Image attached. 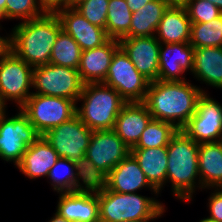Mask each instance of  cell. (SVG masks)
<instances>
[{
  "label": "cell",
  "instance_id": "1",
  "mask_svg": "<svg viewBox=\"0 0 222 222\" xmlns=\"http://www.w3.org/2000/svg\"><path fill=\"white\" fill-rule=\"evenodd\" d=\"M185 81L150 82L144 104L155 120L173 124L181 130L195 114L197 101L207 90Z\"/></svg>",
  "mask_w": 222,
  "mask_h": 222
},
{
  "label": "cell",
  "instance_id": "2",
  "mask_svg": "<svg viewBox=\"0 0 222 222\" xmlns=\"http://www.w3.org/2000/svg\"><path fill=\"white\" fill-rule=\"evenodd\" d=\"M62 30L56 14L20 23L11 29V51L33 68L50 63V56L59 32Z\"/></svg>",
  "mask_w": 222,
  "mask_h": 222
},
{
  "label": "cell",
  "instance_id": "3",
  "mask_svg": "<svg viewBox=\"0 0 222 222\" xmlns=\"http://www.w3.org/2000/svg\"><path fill=\"white\" fill-rule=\"evenodd\" d=\"M199 144L178 130L168 146L166 186L171 184V195L178 201L191 203L196 191L204 190L198 169Z\"/></svg>",
  "mask_w": 222,
  "mask_h": 222
},
{
  "label": "cell",
  "instance_id": "4",
  "mask_svg": "<svg viewBox=\"0 0 222 222\" xmlns=\"http://www.w3.org/2000/svg\"><path fill=\"white\" fill-rule=\"evenodd\" d=\"M100 222L160 219L166 212L159 195L146 197L139 193H119L109 190L102 182L96 183ZM159 200V201H158Z\"/></svg>",
  "mask_w": 222,
  "mask_h": 222
},
{
  "label": "cell",
  "instance_id": "5",
  "mask_svg": "<svg viewBox=\"0 0 222 222\" xmlns=\"http://www.w3.org/2000/svg\"><path fill=\"white\" fill-rule=\"evenodd\" d=\"M126 103L112 87L103 83H87L76 103V115L92 131L111 130Z\"/></svg>",
  "mask_w": 222,
  "mask_h": 222
},
{
  "label": "cell",
  "instance_id": "6",
  "mask_svg": "<svg viewBox=\"0 0 222 222\" xmlns=\"http://www.w3.org/2000/svg\"><path fill=\"white\" fill-rule=\"evenodd\" d=\"M130 154V148L111 130H95L85 153L82 170L89 184L101 182Z\"/></svg>",
  "mask_w": 222,
  "mask_h": 222
},
{
  "label": "cell",
  "instance_id": "7",
  "mask_svg": "<svg viewBox=\"0 0 222 222\" xmlns=\"http://www.w3.org/2000/svg\"><path fill=\"white\" fill-rule=\"evenodd\" d=\"M10 117L7 109L0 116V158L16 167L22 160L27 147L41 135L20 109Z\"/></svg>",
  "mask_w": 222,
  "mask_h": 222
},
{
  "label": "cell",
  "instance_id": "8",
  "mask_svg": "<svg viewBox=\"0 0 222 222\" xmlns=\"http://www.w3.org/2000/svg\"><path fill=\"white\" fill-rule=\"evenodd\" d=\"M83 86L77 69L51 63L33 68L32 94L67 98L77 103Z\"/></svg>",
  "mask_w": 222,
  "mask_h": 222
},
{
  "label": "cell",
  "instance_id": "9",
  "mask_svg": "<svg viewBox=\"0 0 222 222\" xmlns=\"http://www.w3.org/2000/svg\"><path fill=\"white\" fill-rule=\"evenodd\" d=\"M36 131L44 135L76 115V102L67 98L32 94L20 108Z\"/></svg>",
  "mask_w": 222,
  "mask_h": 222
},
{
  "label": "cell",
  "instance_id": "10",
  "mask_svg": "<svg viewBox=\"0 0 222 222\" xmlns=\"http://www.w3.org/2000/svg\"><path fill=\"white\" fill-rule=\"evenodd\" d=\"M33 67L11 50L0 59V99L7 107L8 101L21 108L32 95Z\"/></svg>",
  "mask_w": 222,
  "mask_h": 222
},
{
  "label": "cell",
  "instance_id": "11",
  "mask_svg": "<svg viewBox=\"0 0 222 222\" xmlns=\"http://www.w3.org/2000/svg\"><path fill=\"white\" fill-rule=\"evenodd\" d=\"M149 83L119 47L112 57L103 84L115 89L127 103H131L144 102Z\"/></svg>",
  "mask_w": 222,
  "mask_h": 222
},
{
  "label": "cell",
  "instance_id": "12",
  "mask_svg": "<svg viewBox=\"0 0 222 222\" xmlns=\"http://www.w3.org/2000/svg\"><path fill=\"white\" fill-rule=\"evenodd\" d=\"M92 134L93 131L75 115L51 128L43 136L59 157L75 161L82 166Z\"/></svg>",
  "mask_w": 222,
  "mask_h": 222
},
{
  "label": "cell",
  "instance_id": "13",
  "mask_svg": "<svg viewBox=\"0 0 222 222\" xmlns=\"http://www.w3.org/2000/svg\"><path fill=\"white\" fill-rule=\"evenodd\" d=\"M181 130L198 144L222 141V103L202 93L195 114Z\"/></svg>",
  "mask_w": 222,
  "mask_h": 222
},
{
  "label": "cell",
  "instance_id": "14",
  "mask_svg": "<svg viewBox=\"0 0 222 222\" xmlns=\"http://www.w3.org/2000/svg\"><path fill=\"white\" fill-rule=\"evenodd\" d=\"M56 212L71 222H100L96 183L84 189L58 192Z\"/></svg>",
  "mask_w": 222,
  "mask_h": 222
},
{
  "label": "cell",
  "instance_id": "15",
  "mask_svg": "<svg viewBox=\"0 0 222 222\" xmlns=\"http://www.w3.org/2000/svg\"><path fill=\"white\" fill-rule=\"evenodd\" d=\"M137 71L149 82L158 80L161 43L154 36L126 37L119 40Z\"/></svg>",
  "mask_w": 222,
  "mask_h": 222
},
{
  "label": "cell",
  "instance_id": "16",
  "mask_svg": "<svg viewBox=\"0 0 222 222\" xmlns=\"http://www.w3.org/2000/svg\"><path fill=\"white\" fill-rule=\"evenodd\" d=\"M194 47L190 43L161 44L158 80L185 81L193 72Z\"/></svg>",
  "mask_w": 222,
  "mask_h": 222
},
{
  "label": "cell",
  "instance_id": "17",
  "mask_svg": "<svg viewBox=\"0 0 222 222\" xmlns=\"http://www.w3.org/2000/svg\"><path fill=\"white\" fill-rule=\"evenodd\" d=\"M101 182L114 192L139 193L142 189H146V191L150 190L152 195H159L147 181L138 161L131 153L116 165Z\"/></svg>",
  "mask_w": 222,
  "mask_h": 222
},
{
  "label": "cell",
  "instance_id": "18",
  "mask_svg": "<svg viewBox=\"0 0 222 222\" xmlns=\"http://www.w3.org/2000/svg\"><path fill=\"white\" fill-rule=\"evenodd\" d=\"M56 15L62 30L77 42L82 51L99 47L110 39L105 29L91 24L74 7H66Z\"/></svg>",
  "mask_w": 222,
  "mask_h": 222
},
{
  "label": "cell",
  "instance_id": "19",
  "mask_svg": "<svg viewBox=\"0 0 222 222\" xmlns=\"http://www.w3.org/2000/svg\"><path fill=\"white\" fill-rule=\"evenodd\" d=\"M120 47L119 40L109 39L103 45L81 52L78 72L84 84L103 83L115 51Z\"/></svg>",
  "mask_w": 222,
  "mask_h": 222
},
{
  "label": "cell",
  "instance_id": "20",
  "mask_svg": "<svg viewBox=\"0 0 222 222\" xmlns=\"http://www.w3.org/2000/svg\"><path fill=\"white\" fill-rule=\"evenodd\" d=\"M152 119L143 102L126 103L116 118L113 130L131 149L137 144Z\"/></svg>",
  "mask_w": 222,
  "mask_h": 222
},
{
  "label": "cell",
  "instance_id": "21",
  "mask_svg": "<svg viewBox=\"0 0 222 222\" xmlns=\"http://www.w3.org/2000/svg\"><path fill=\"white\" fill-rule=\"evenodd\" d=\"M59 158L58 153L41 135L27 147L21 162L15 168L29 180L48 178L49 170Z\"/></svg>",
  "mask_w": 222,
  "mask_h": 222
},
{
  "label": "cell",
  "instance_id": "22",
  "mask_svg": "<svg viewBox=\"0 0 222 222\" xmlns=\"http://www.w3.org/2000/svg\"><path fill=\"white\" fill-rule=\"evenodd\" d=\"M130 153L138 161L147 181L159 193L164 190L167 175V146L131 148Z\"/></svg>",
  "mask_w": 222,
  "mask_h": 222
},
{
  "label": "cell",
  "instance_id": "23",
  "mask_svg": "<svg viewBox=\"0 0 222 222\" xmlns=\"http://www.w3.org/2000/svg\"><path fill=\"white\" fill-rule=\"evenodd\" d=\"M199 83L222 89V47H200L194 49L193 72Z\"/></svg>",
  "mask_w": 222,
  "mask_h": 222
},
{
  "label": "cell",
  "instance_id": "24",
  "mask_svg": "<svg viewBox=\"0 0 222 222\" xmlns=\"http://www.w3.org/2000/svg\"><path fill=\"white\" fill-rule=\"evenodd\" d=\"M191 24L185 7L169 6L162 16L155 37L161 44L189 43Z\"/></svg>",
  "mask_w": 222,
  "mask_h": 222
},
{
  "label": "cell",
  "instance_id": "25",
  "mask_svg": "<svg viewBox=\"0 0 222 222\" xmlns=\"http://www.w3.org/2000/svg\"><path fill=\"white\" fill-rule=\"evenodd\" d=\"M198 169L203 189L222 188V141L199 144Z\"/></svg>",
  "mask_w": 222,
  "mask_h": 222
},
{
  "label": "cell",
  "instance_id": "26",
  "mask_svg": "<svg viewBox=\"0 0 222 222\" xmlns=\"http://www.w3.org/2000/svg\"><path fill=\"white\" fill-rule=\"evenodd\" d=\"M47 181L56 193L76 191L89 185L84 177L82 166L61 157L49 170Z\"/></svg>",
  "mask_w": 222,
  "mask_h": 222
},
{
  "label": "cell",
  "instance_id": "27",
  "mask_svg": "<svg viewBox=\"0 0 222 222\" xmlns=\"http://www.w3.org/2000/svg\"><path fill=\"white\" fill-rule=\"evenodd\" d=\"M168 8L169 5L163 0H152L140 10L132 12L129 37L154 36Z\"/></svg>",
  "mask_w": 222,
  "mask_h": 222
},
{
  "label": "cell",
  "instance_id": "28",
  "mask_svg": "<svg viewBox=\"0 0 222 222\" xmlns=\"http://www.w3.org/2000/svg\"><path fill=\"white\" fill-rule=\"evenodd\" d=\"M132 11L126 0H110L106 21V34L110 39L129 37Z\"/></svg>",
  "mask_w": 222,
  "mask_h": 222
},
{
  "label": "cell",
  "instance_id": "29",
  "mask_svg": "<svg viewBox=\"0 0 222 222\" xmlns=\"http://www.w3.org/2000/svg\"><path fill=\"white\" fill-rule=\"evenodd\" d=\"M81 52L82 50L77 42L68 33L61 30L54 43L50 63L78 69Z\"/></svg>",
  "mask_w": 222,
  "mask_h": 222
},
{
  "label": "cell",
  "instance_id": "30",
  "mask_svg": "<svg viewBox=\"0 0 222 222\" xmlns=\"http://www.w3.org/2000/svg\"><path fill=\"white\" fill-rule=\"evenodd\" d=\"M190 45L200 47H222V14L207 23H192Z\"/></svg>",
  "mask_w": 222,
  "mask_h": 222
},
{
  "label": "cell",
  "instance_id": "31",
  "mask_svg": "<svg viewBox=\"0 0 222 222\" xmlns=\"http://www.w3.org/2000/svg\"><path fill=\"white\" fill-rule=\"evenodd\" d=\"M177 131L171 123L152 119L133 148L166 147Z\"/></svg>",
  "mask_w": 222,
  "mask_h": 222
},
{
  "label": "cell",
  "instance_id": "32",
  "mask_svg": "<svg viewBox=\"0 0 222 222\" xmlns=\"http://www.w3.org/2000/svg\"><path fill=\"white\" fill-rule=\"evenodd\" d=\"M43 15L37 0H6V21L16 19L20 23Z\"/></svg>",
  "mask_w": 222,
  "mask_h": 222
},
{
  "label": "cell",
  "instance_id": "33",
  "mask_svg": "<svg viewBox=\"0 0 222 222\" xmlns=\"http://www.w3.org/2000/svg\"><path fill=\"white\" fill-rule=\"evenodd\" d=\"M110 0H84L74 8L91 24L105 29Z\"/></svg>",
  "mask_w": 222,
  "mask_h": 222
},
{
  "label": "cell",
  "instance_id": "34",
  "mask_svg": "<svg viewBox=\"0 0 222 222\" xmlns=\"http://www.w3.org/2000/svg\"><path fill=\"white\" fill-rule=\"evenodd\" d=\"M185 8L191 23H207L222 14L218 7L206 0H188Z\"/></svg>",
  "mask_w": 222,
  "mask_h": 222
},
{
  "label": "cell",
  "instance_id": "35",
  "mask_svg": "<svg viewBox=\"0 0 222 222\" xmlns=\"http://www.w3.org/2000/svg\"><path fill=\"white\" fill-rule=\"evenodd\" d=\"M211 190L208 197L207 211L209 212L208 219L214 222H222V188L217 189H205L204 191Z\"/></svg>",
  "mask_w": 222,
  "mask_h": 222
},
{
  "label": "cell",
  "instance_id": "36",
  "mask_svg": "<svg viewBox=\"0 0 222 222\" xmlns=\"http://www.w3.org/2000/svg\"><path fill=\"white\" fill-rule=\"evenodd\" d=\"M44 14H57L67 7V0H37Z\"/></svg>",
  "mask_w": 222,
  "mask_h": 222
},
{
  "label": "cell",
  "instance_id": "37",
  "mask_svg": "<svg viewBox=\"0 0 222 222\" xmlns=\"http://www.w3.org/2000/svg\"><path fill=\"white\" fill-rule=\"evenodd\" d=\"M0 26V30H2ZM0 34V59L3 58L11 50V37L10 33L6 32V35Z\"/></svg>",
  "mask_w": 222,
  "mask_h": 222
},
{
  "label": "cell",
  "instance_id": "38",
  "mask_svg": "<svg viewBox=\"0 0 222 222\" xmlns=\"http://www.w3.org/2000/svg\"><path fill=\"white\" fill-rule=\"evenodd\" d=\"M150 1L152 0H126V3L132 12H136L143 8Z\"/></svg>",
  "mask_w": 222,
  "mask_h": 222
},
{
  "label": "cell",
  "instance_id": "39",
  "mask_svg": "<svg viewBox=\"0 0 222 222\" xmlns=\"http://www.w3.org/2000/svg\"><path fill=\"white\" fill-rule=\"evenodd\" d=\"M166 2L169 6H174V7H185L187 4L188 0H163Z\"/></svg>",
  "mask_w": 222,
  "mask_h": 222
},
{
  "label": "cell",
  "instance_id": "40",
  "mask_svg": "<svg viewBox=\"0 0 222 222\" xmlns=\"http://www.w3.org/2000/svg\"><path fill=\"white\" fill-rule=\"evenodd\" d=\"M54 215L47 222H71L55 211Z\"/></svg>",
  "mask_w": 222,
  "mask_h": 222
},
{
  "label": "cell",
  "instance_id": "41",
  "mask_svg": "<svg viewBox=\"0 0 222 222\" xmlns=\"http://www.w3.org/2000/svg\"><path fill=\"white\" fill-rule=\"evenodd\" d=\"M84 0H67V7H75Z\"/></svg>",
  "mask_w": 222,
  "mask_h": 222
},
{
  "label": "cell",
  "instance_id": "42",
  "mask_svg": "<svg viewBox=\"0 0 222 222\" xmlns=\"http://www.w3.org/2000/svg\"><path fill=\"white\" fill-rule=\"evenodd\" d=\"M218 7L222 12V0H206Z\"/></svg>",
  "mask_w": 222,
  "mask_h": 222
},
{
  "label": "cell",
  "instance_id": "43",
  "mask_svg": "<svg viewBox=\"0 0 222 222\" xmlns=\"http://www.w3.org/2000/svg\"><path fill=\"white\" fill-rule=\"evenodd\" d=\"M157 219H140V220H124V221H120V222H151V221H155Z\"/></svg>",
  "mask_w": 222,
  "mask_h": 222
},
{
  "label": "cell",
  "instance_id": "44",
  "mask_svg": "<svg viewBox=\"0 0 222 222\" xmlns=\"http://www.w3.org/2000/svg\"><path fill=\"white\" fill-rule=\"evenodd\" d=\"M0 8L5 12L6 15V0H0Z\"/></svg>",
  "mask_w": 222,
  "mask_h": 222
},
{
  "label": "cell",
  "instance_id": "45",
  "mask_svg": "<svg viewBox=\"0 0 222 222\" xmlns=\"http://www.w3.org/2000/svg\"><path fill=\"white\" fill-rule=\"evenodd\" d=\"M3 20H6V15L5 12L0 8V26H2L1 21L3 22Z\"/></svg>",
  "mask_w": 222,
  "mask_h": 222
},
{
  "label": "cell",
  "instance_id": "46",
  "mask_svg": "<svg viewBox=\"0 0 222 222\" xmlns=\"http://www.w3.org/2000/svg\"><path fill=\"white\" fill-rule=\"evenodd\" d=\"M8 109L2 102L0 99V115L6 110Z\"/></svg>",
  "mask_w": 222,
  "mask_h": 222
},
{
  "label": "cell",
  "instance_id": "47",
  "mask_svg": "<svg viewBox=\"0 0 222 222\" xmlns=\"http://www.w3.org/2000/svg\"><path fill=\"white\" fill-rule=\"evenodd\" d=\"M199 222H214V221L208 219L207 217H206V218L204 217V218L201 219Z\"/></svg>",
  "mask_w": 222,
  "mask_h": 222
}]
</instances>
